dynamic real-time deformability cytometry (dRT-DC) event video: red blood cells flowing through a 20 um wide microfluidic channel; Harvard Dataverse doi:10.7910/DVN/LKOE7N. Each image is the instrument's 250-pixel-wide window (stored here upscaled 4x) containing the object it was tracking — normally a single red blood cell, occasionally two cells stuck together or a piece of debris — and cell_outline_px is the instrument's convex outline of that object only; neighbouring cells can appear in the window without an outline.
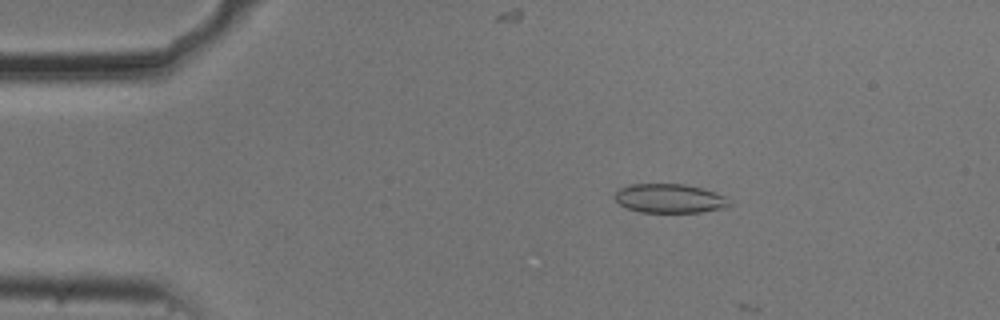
{"species": "common noctule bat (a hibernating species)", "species_latin": "Nyctalus noctula", "temperature_condition": "cold", "stored_images_in_passage": 11, "camera_frame_rate_fps": 3000, "um_per_image_px": 0.085, "animal": {"sex": "male", "body_mass_g": 20.5, "forearm_length_mm": 52.5}, "frame": {"image": 1, "passage_image": 10, "time_ms": 3.0, "image_size_px": [1000, 320], "cell_outline_px": [[732, 204], [724, 208], [700, 212], [640, 212], [628, 208], [620, 204], [616, 200], [616, 192], [620, 188], [632, 184], [684, 184], [700, 188], [724, 196]], "centroid_in_image_um": [56.91, 16.87], "position_along_channel_um": 28.1, "area_um2": 19.07}}